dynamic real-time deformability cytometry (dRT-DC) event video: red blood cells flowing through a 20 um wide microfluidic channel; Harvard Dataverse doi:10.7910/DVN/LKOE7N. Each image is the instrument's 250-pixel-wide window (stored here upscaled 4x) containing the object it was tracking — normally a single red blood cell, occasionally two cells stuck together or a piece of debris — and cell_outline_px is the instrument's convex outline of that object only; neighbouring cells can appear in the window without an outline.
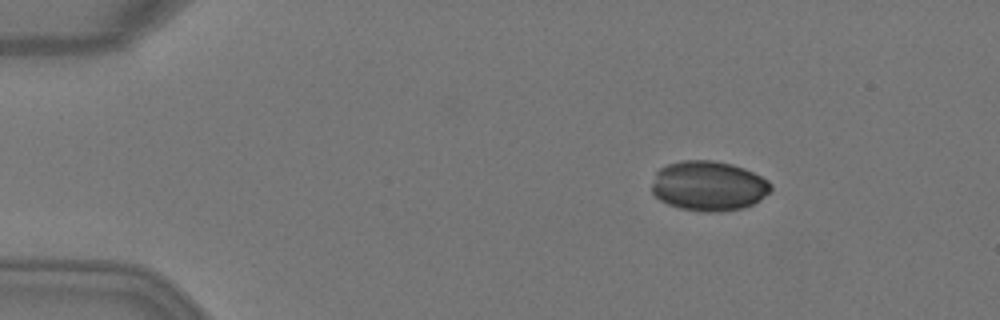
{"species": "Egyptian fruit bat (a non-hibernating species)", "species_latin": "Rousettus aegyptiacus", "temperature_condition": "warm", "stored_images_in_passage": 4, "camera_frame_rate_fps": 3000, "um_per_image_px": 0.085, "animal": {"sex": "female"}, "frame": {"image": 1, "passage_image": 2, "time_ms": 0.333, "image_size_px": [1000, 320], "cell_outline_px": [[772, 188], [760, 200], [744, 208], [720, 212], [704, 212], [680, 208], [668, 204], [660, 200], [652, 192], [652, 184], [656, 172], [660, 168], [668, 164], [680, 160], [712, 160], [732, 164], [744, 168], [768, 180], [772, 184]], "centroid_in_image_um": [60.23, 15.8], "position_along_channel_um": 24.8, "area_um2": 34.68}}